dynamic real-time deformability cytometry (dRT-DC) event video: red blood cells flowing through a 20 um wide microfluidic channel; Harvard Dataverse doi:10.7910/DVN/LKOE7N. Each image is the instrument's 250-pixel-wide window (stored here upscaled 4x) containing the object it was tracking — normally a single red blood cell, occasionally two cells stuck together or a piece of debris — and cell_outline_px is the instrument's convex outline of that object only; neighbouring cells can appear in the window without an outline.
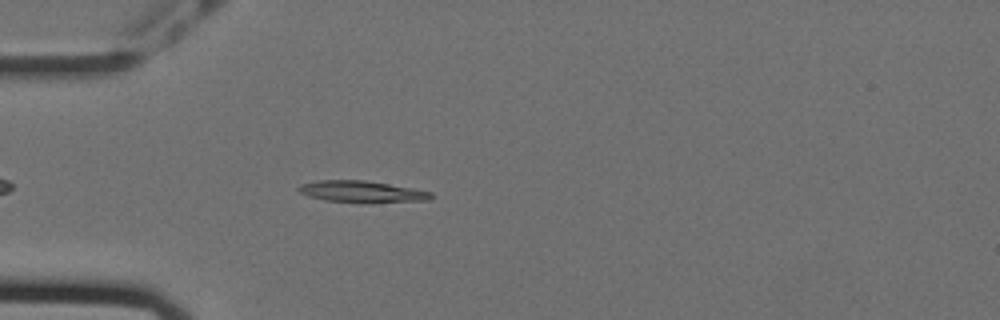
{"species": "Egyptian fruit bat (a non-hibernating species)", "species_latin": "Rousettus aegyptiacus", "temperature_condition": "cold", "stored_images_in_passage": 41, "camera_frame_rate_fps": 3000, "um_per_image_px": 0.085, "animal": {"sex": "female"}, "frame": {"image": 1, "passage_image": 1, "time_ms": 0.0, "image_size_px": [1000, 320], "cell_outline_px": [[432, 196], [428, 200], [324, 200], [308, 196], [300, 192], [296, 188], [300, 184], [316, 180], [364, 180], [412, 188], [432, 192]], "centroid_in_image_um": [30.63, 16.23], "position_along_channel_um": 54.4, "area_um2": 15.49}}
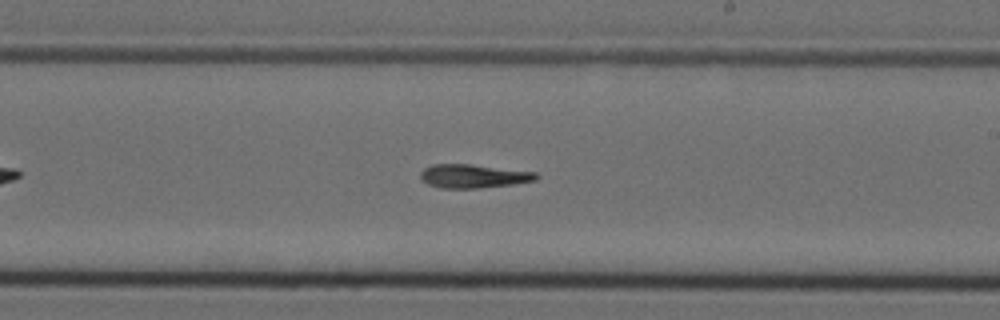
{"frame": {"image": 2, "passage_image": 18, "time_ms": 5.667, "image_size_px": [1000, 320], "cell_outline_px": [[540, 176], [536, 180], [512, 184], [476, 188], [440, 188], [428, 184], [420, 180], [420, 172], [424, 168], [432, 164], [472, 164], [536, 172]], "centroid_in_image_um": [40.21, 14.96], "position_along_channel_um": 248.8, "area_um2": 16.01}}
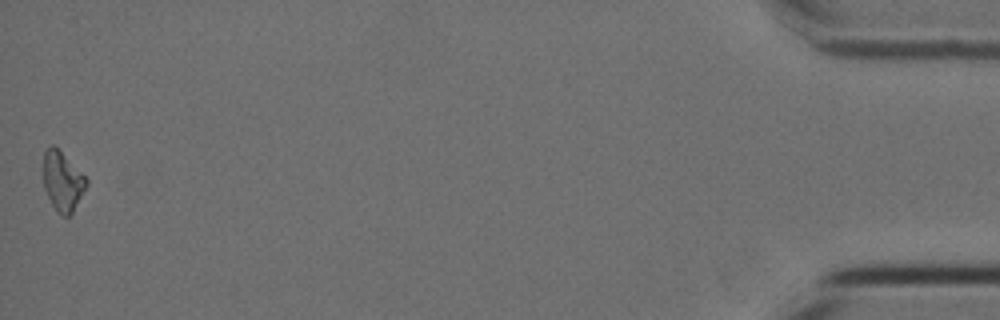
{"frame": {"image": 3, "passage_image": 41, "time_ms": 13.333, "image_size_px": [1000, 320], "cell_outline_px": [[88, 184], [72, 212], [68, 216], [64, 216], [56, 212], [44, 188], [44, 152], [52, 144], [88, 180]], "centroid_in_image_um": [5.31, 15.45], "position_along_channel_um": 429.9, "area_um2": 14.33}}